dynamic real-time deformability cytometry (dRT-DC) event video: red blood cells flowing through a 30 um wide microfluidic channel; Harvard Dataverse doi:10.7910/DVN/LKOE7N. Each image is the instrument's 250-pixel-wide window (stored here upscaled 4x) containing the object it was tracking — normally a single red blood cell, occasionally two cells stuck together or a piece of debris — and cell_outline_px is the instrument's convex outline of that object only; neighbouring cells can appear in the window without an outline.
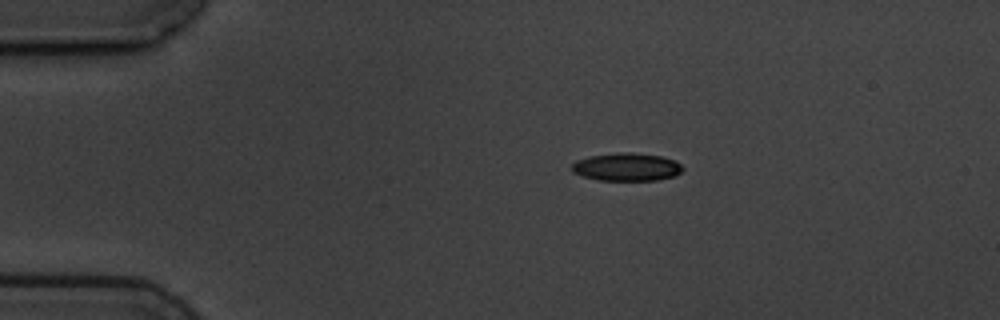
{"species": "common noctule bat (a hibernating species)", "species_latin": "Nyctalus noctula", "temperature_condition": "cold", "stored_images_in_passage": 4, "camera_frame_rate_fps": 3000, "um_per_image_px": 0.085, "animal": {"sex": "male", "body_mass_g": 19.5, "forearm_length_mm": 54.6}, "frame": {"image": 1, "passage_image": 1, "time_ms": 0.0, "image_size_px": [1000, 320], "cell_outline_px": [[684, 168], [680, 172], [672, 176], [656, 180], [600, 180], [584, 176], [572, 172], [572, 164], [576, 160], [588, 156], [620, 152], [632, 152], [660, 156], [672, 160], [680, 164]], "centroid_in_image_um": [53.23, 14.18], "position_along_channel_um": 31.8, "area_um2": 17.86}}
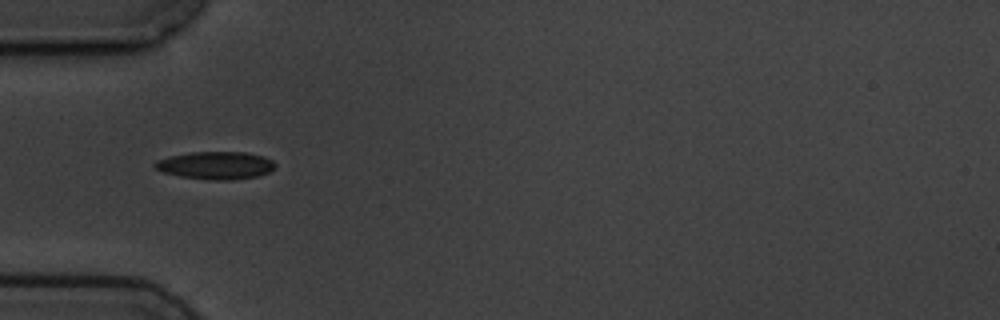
{"frame": {"image": 2, "passage_image": 3, "time_ms": 2.333, "image_size_px": [1000, 320], "cell_outline_px": [[276, 164], [268, 172], [256, 176], [232, 180], [212, 180], [180, 176], [164, 172], [156, 168], [152, 164], [156, 160], [168, 156], [192, 152], [244, 152], [264, 156], [272, 160]], "centroid_in_image_um": [18.31, 14.05], "position_along_channel_um": 66.7, "area_um2": 19.31}}
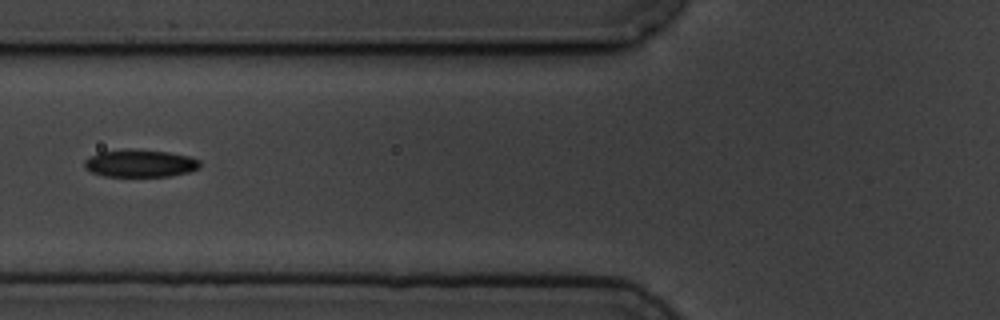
{"frame": {"image": 3, "passage_image": 4, "time_ms": 3.667, "image_size_px": [1000, 320], "cell_outline_px": [[200, 168], [188, 172], [168, 176], [104, 176], [92, 172], [84, 168], [84, 160], [100, 152], [168, 152], [188, 156], [200, 160]], "centroid_in_image_um": [11.94, 13.94], "position_along_channel_um": 113.9, "area_um2": 17.51}}